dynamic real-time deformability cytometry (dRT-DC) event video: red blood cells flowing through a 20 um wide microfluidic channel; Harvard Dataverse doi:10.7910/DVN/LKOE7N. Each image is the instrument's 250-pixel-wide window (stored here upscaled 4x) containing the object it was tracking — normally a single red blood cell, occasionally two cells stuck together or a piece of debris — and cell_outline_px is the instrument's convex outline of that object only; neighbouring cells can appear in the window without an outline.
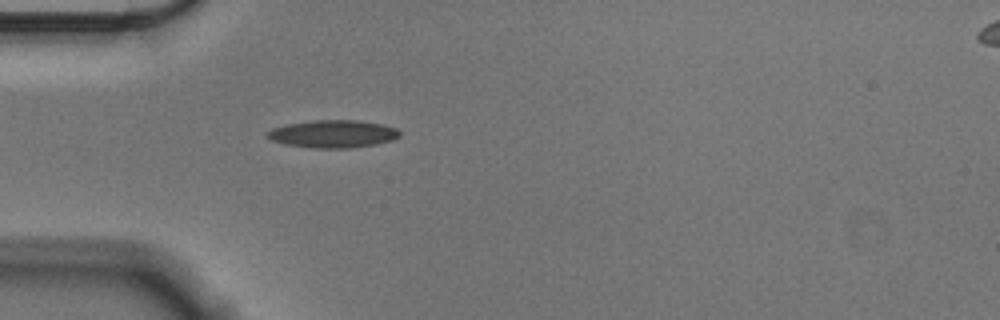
{"species": "Egyptian fruit bat (a non-hibernating species)", "species_latin": "Rousettus aegyptiacus", "temperature_condition": "cold", "stored_images_in_passage": 56, "camera_frame_rate_fps": 3000, "um_per_image_px": 0.085, "animal": {"sex": "male"}, "frame": {"image": 1, "passage_image": 16, "time_ms": 5.0, "image_size_px": [1000, 320], "cell_outline_px": [[400, 136], [392, 140], [376, 144], [352, 148], [312, 148], [288, 144], [272, 140], [268, 136], [268, 132], [272, 128], [288, 124], [312, 120], [356, 120], [384, 124], [396, 128], [400, 132]], "centroid_in_image_um": [28.36, 11.38], "position_along_channel_um": 56.6, "area_um2": 21.21}}
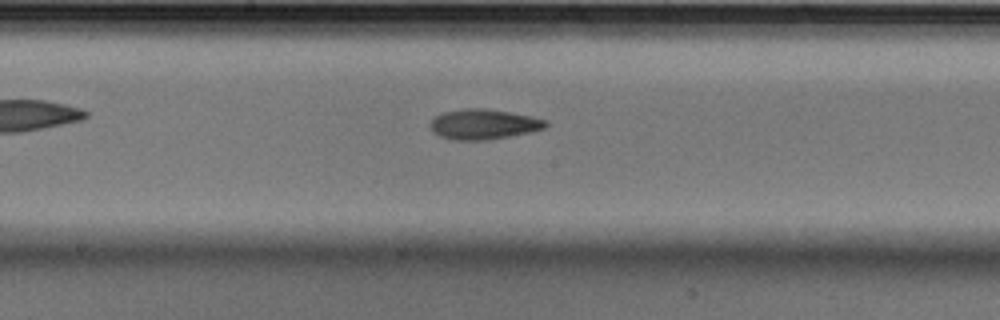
{"frame": {"image": 2, "passage_image": 29, "time_ms": 9.333, "image_size_px": [1000, 320], "cell_outline_px": [[548, 124], [544, 128], [532, 132], [488, 140], [452, 140], [440, 136], [432, 132], [432, 120], [436, 116], [444, 112], [468, 108], [484, 108], [532, 116], [548, 120]], "centroid_in_image_um": [41.15, 10.57], "position_along_channel_um": 207.1, "area_um2": 20.23}}
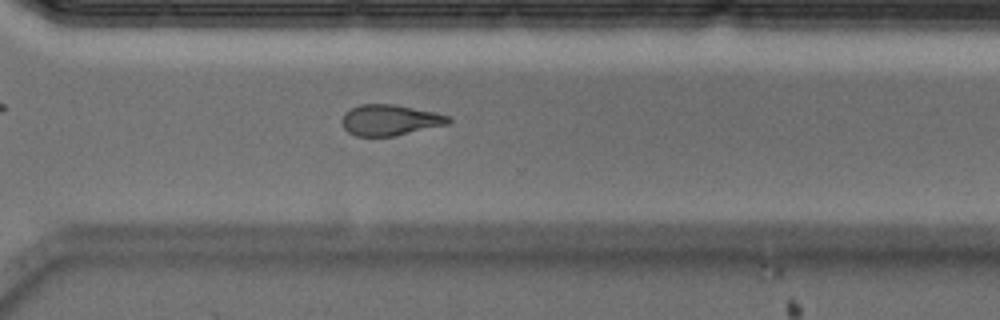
{"frame": {"image": 3, "passage_image": 40, "time_ms": 13.0, "image_size_px": [1000, 320], "cell_outline_px": [[452, 120], [448, 124], [396, 136], [356, 136], [348, 132], [344, 128], [344, 112], [360, 104], [392, 104], [436, 112], [452, 116]], "centroid_in_image_um": [33.2, 10.21], "position_along_channel_um": 337.4, "area_um2": 19.13}, "authors_computed_cell_mechanics": {"area_um2": 19.4208, "velocity_mm_per_s": 3.5656, "shape_relaxation_time_tau1_ms": 7.2124, "shape_relaxation_time_tau2_ms": 6.4697, "deformation_change_tau1": 0.1573, "deformation_change_tau2": 0.1644}}